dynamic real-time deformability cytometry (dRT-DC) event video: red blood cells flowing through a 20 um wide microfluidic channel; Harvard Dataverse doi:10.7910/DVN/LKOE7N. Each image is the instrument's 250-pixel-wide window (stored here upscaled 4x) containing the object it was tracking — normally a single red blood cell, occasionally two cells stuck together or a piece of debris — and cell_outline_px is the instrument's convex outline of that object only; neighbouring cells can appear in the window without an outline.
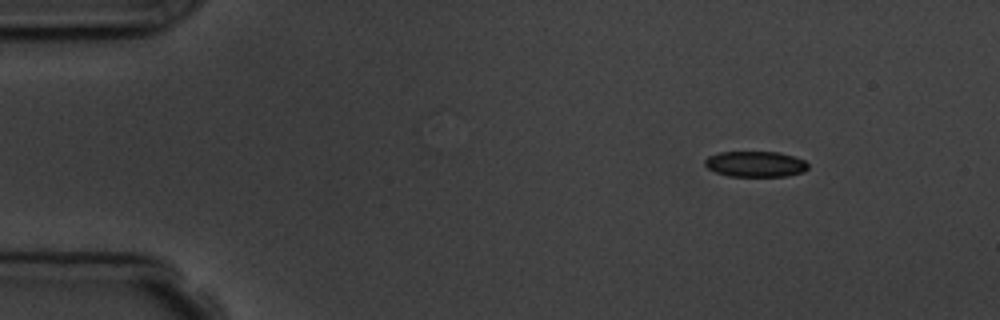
{"species": "common noctule bat (a hibernating species)", "species_latin": "Nyctalus noctula", "temperature_condition": "room temperature", "stored_images_in_passage": 7, "camera_frame_rate_fps": 3000, "um_per_image_px": 0.085, "animal": {"sex": "male", "body_mass_g": 19.5, "forearm_length_mm": 54.6}, "frame": {"image": 1, "passage_image": 1, "time_ms": 0.0, "image_size_px": [1000, 320], "cell_outline_px": [[808, 168], [804, 172], [788, 176], [728, 176], [716, 172], [708, 168], [704, 164], [704, 160], [708, 156], [720, 152], [780, 152], [804, 160], [808, 164]], "centroid_in_image_um": [64.21, 13.95], "position_along_channel_um": 20.8, "area_um2": 15.49}}
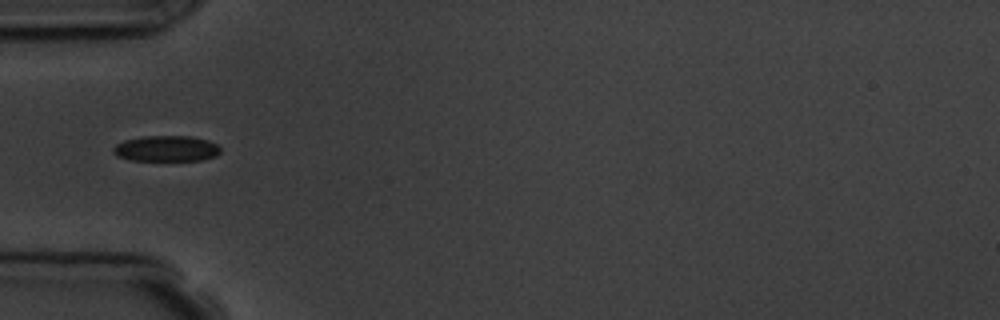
{"frame": {"image": 2, "passage_image": 4, "time_ms": 3.667, "image_size_px": [1000, 320], "cell_outline_px": [[220, 152], [216, 156], [200, 160], [128, 160], [116, 156], [112, 152], [112, 148], [116, 144], [124, 140], [144, 136], [192, 136], [208, 140], [216, 144], [220, 148]], "centroid_in_image_um": [14.11, 12.62], "position_along_channel_um": 70.9, "area_um2": 16.18}}